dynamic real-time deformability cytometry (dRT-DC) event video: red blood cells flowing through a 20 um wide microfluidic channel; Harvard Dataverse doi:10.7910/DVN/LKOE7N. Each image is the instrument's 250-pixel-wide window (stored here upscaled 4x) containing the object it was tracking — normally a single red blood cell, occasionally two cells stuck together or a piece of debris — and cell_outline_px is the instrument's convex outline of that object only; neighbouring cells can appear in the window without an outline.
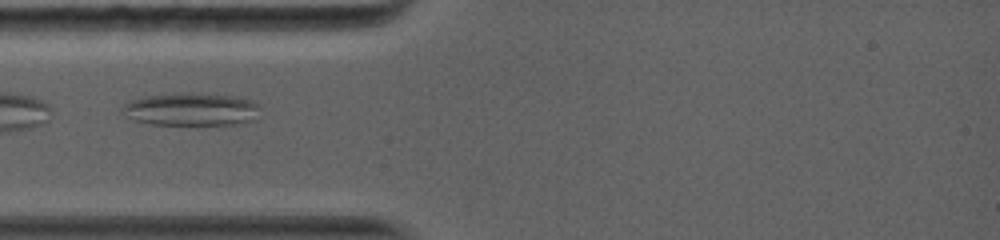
{"species": "common noctule bat (a hibernating species)", "species_latin": "Nyctalus noctula", "temperature_condition": "warm", "stored_images_in_passage": 21, "camera_frame_rate_fps": 5000, "um_per_image_px": 0.085, "animal": {"sex": "female", "body_mass_g": 19.0, "forearm_length_mm": 56.7}, "frame": {"image": 1, "passage_image": 1, "time_ms": 0.0, "image_size_px": [1000, 240], "cell_outline_px": [[260, 104], [256, 120], [236, 124], [196, 128], [148, 124], [132, 120], [120, 112], [120, 108], [124, 104], [132, 100], [148, 96], [180, 92], [232, 96], [252, 100]], "centroid_in_image_um": [16.25, 9.36], "position_along_channel_um": 68.8, "area_um2": 27.74}}
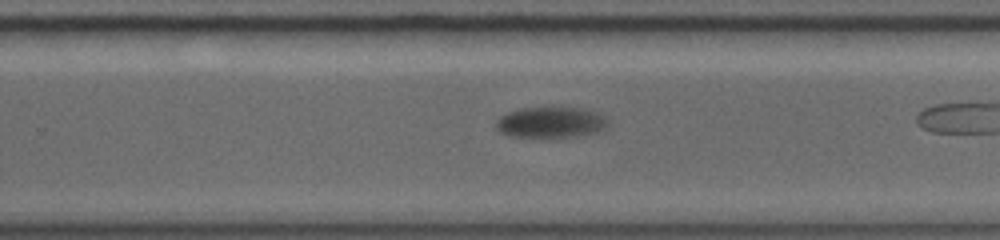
{"frame": {"image": 2, "passage_image": 12, "time_ms": 4.4, "image_size_px": [1000, 240], "cell_outline_px": [[608, 128], [596, 132], [576, 136], [508, 136], [500, 132], [496, 128], [496, 120], [500, 116], [508, 112], [524, 108], [580, 108], [596, 112], [604, 116], [608, 120]], "centroid_in_image_um": [46.83, 10.4], "position_along_channel_um": 283.0, "area_um2": 19.83}}
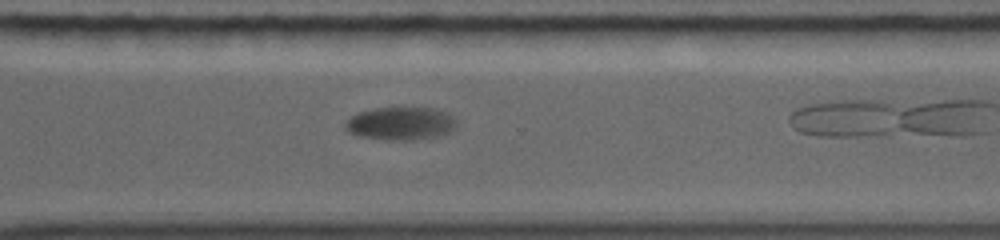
{"frame": {"image": 3, "passage_image": 15, "time_ms": 5.8, "image_size_px": [1000, 240], "cell_outline_px": [[456, 128], [452, 132], [436, 136], [408, 140], [388, 140], [356, 136], [348, 132], [344, 128], [344, 124], [352, 116], [360, 112], [376, 108], [432, 108], [448, 112], [456, 120]], "centroid_in_image_um": [34.06, 10.5], "position_along_channel_um": 336.5, "area_um2": 21.44}}